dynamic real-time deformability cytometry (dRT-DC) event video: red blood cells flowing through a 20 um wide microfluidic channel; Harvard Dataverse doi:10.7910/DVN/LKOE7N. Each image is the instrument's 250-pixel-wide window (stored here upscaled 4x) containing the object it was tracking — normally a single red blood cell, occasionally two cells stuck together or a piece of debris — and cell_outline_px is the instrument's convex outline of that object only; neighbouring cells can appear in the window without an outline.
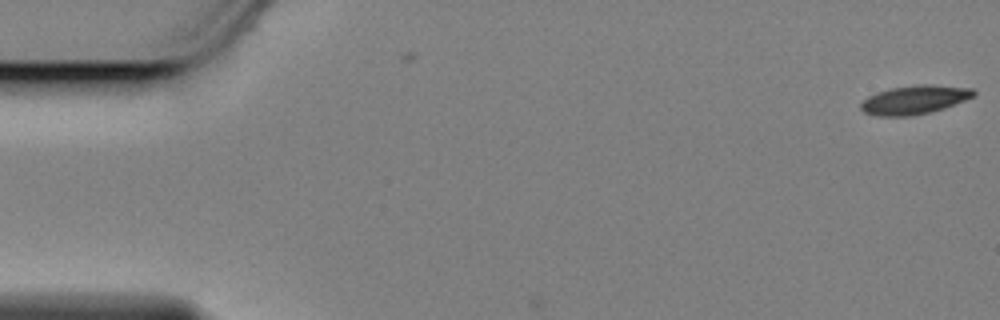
{"species": "Egyptian fruit bat (a non-hibernating species)", "species_latin": "Rousettus aegyptiacus", "temperature_condition": "cold", "stored_images_in_passage": 3, "camera_frame_rate_fps": 3000, "um_per_image_px": 0.085, "animal": {"sex": "female"}, "frame": {"image": 1, "passage_image": 3, "time_ms": 0.667, "image_size_px": [1000, 320], "cell_outline_px": [[976, 92], [972, 96], [964, 100], [944, 108], [932, 112], [912, 116], [876, 116], [864, 112], [860, 108], [860, 104], [868, 96], [876, 92], [892, 88], [920, 84], [928, 84], [972, 88]], "centroid_in_image_um": [77.7, 8.49], "position_along_channel_um": 7.3, "area_um2": 18.84}}